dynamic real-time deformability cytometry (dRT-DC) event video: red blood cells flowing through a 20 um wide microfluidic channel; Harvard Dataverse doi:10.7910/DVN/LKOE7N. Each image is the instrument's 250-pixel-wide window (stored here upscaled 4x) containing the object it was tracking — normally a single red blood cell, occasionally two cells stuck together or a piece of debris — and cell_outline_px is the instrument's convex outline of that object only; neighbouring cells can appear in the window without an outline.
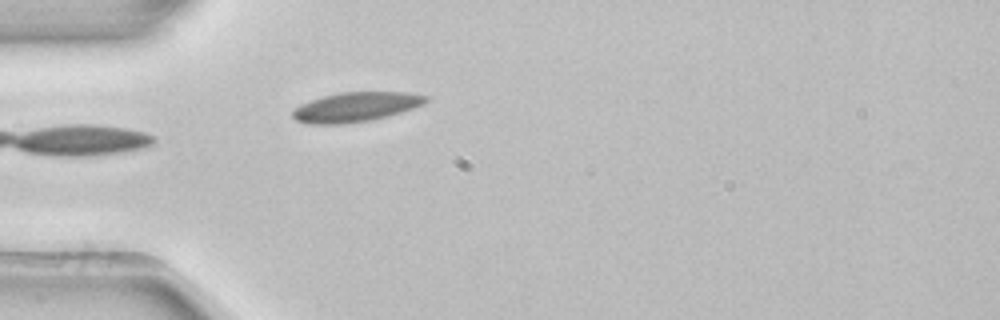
{"species": "common noctule bat (a hibernating species)", "species_latin": "Nyctalus noctula", "temperature_condition": "room temperature", "stored_images_in_passage": 2, "camera_frame_rate_fps": 3000, "um_per_image_px": 0.085, "animal": {"sex": "female", "body_mass_g": 22.7, "forearm_length_mm": 54.2}, "frame": {"image": 1, "passage_image": 2, "time_ms": 0.333, "image_size_px": [1000, 320], "cell_outline_px": [[428, 100], [424, 104], [388, 116], [372, 120], [340, 124], [308, 124], [296, 120], [292, 116], [292, 108], [300, 104], [324, 96], [340, 92], [408, 92], [428, 96]], "centroid_in_image_um": [30.22, 9.09], "position_along_channel_um": 54.8, "area_um2": 22.95}}